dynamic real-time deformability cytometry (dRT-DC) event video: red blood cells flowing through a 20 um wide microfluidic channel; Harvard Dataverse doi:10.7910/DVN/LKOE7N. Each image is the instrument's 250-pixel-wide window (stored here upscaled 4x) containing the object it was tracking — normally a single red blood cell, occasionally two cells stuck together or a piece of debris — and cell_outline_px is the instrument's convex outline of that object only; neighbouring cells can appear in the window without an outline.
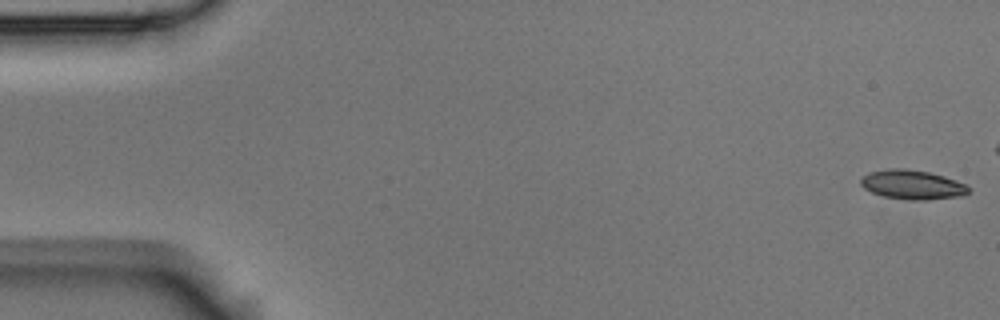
{"species": "Egyptian fruit bat (a non-hibernating species)", "species_latin": "Rousettus aegyptiacus", "temperature_condition": "room temperature", "stored_images_in_passage": 6, "camera_frame_rate_fps": 3000, "um_per_image_px": 0.085, "animal": {"sex": "male"}, "frame": {"image": 1, "passage_image": 1, "time_ms": 0.0, "image_size_px": [1000, 320], "cell_outline_px": [[968, 192], [964, 196], [928, 200], [908, 200], [884, 196], [872, 192], [864, 188], [860, 184], [860, 180], [868, 172], [892, 168], [904, 168], [928, 172], [944, 176], [964, 184], [968, 188]], "centroid_in_image_um": [77.53, 15.7], "position_along_channel_um": 7.5, "area_um2": 18.32}}
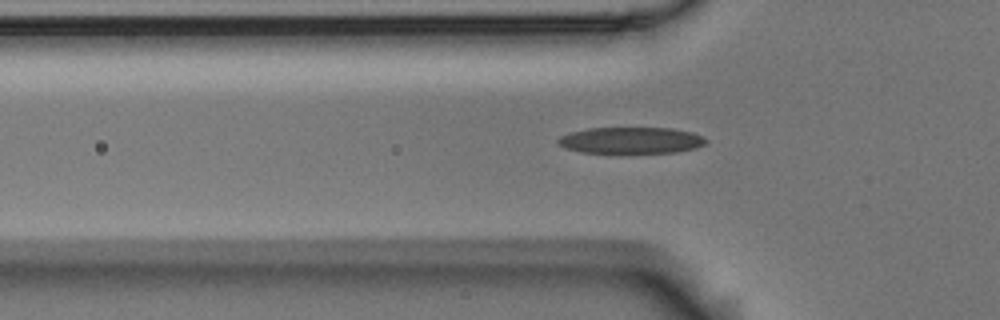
{"frame": {"image": 2, "passage_image": 6, "time_ms": 1.667, "image_size_px": [1000, 320], "cell_outline_px": [[708, 140], [704, 144], [696, 148], [676, 152], [620, 156], [580, 152], [564, 148], [556, 140], [560, 136], [568, 132], [588, 128], [672, 128], [692, 132]], "centroid_in_image_um": [53.58, 11.98], "position_along_channel_um": 72.2, "area_um2": 23.99}}